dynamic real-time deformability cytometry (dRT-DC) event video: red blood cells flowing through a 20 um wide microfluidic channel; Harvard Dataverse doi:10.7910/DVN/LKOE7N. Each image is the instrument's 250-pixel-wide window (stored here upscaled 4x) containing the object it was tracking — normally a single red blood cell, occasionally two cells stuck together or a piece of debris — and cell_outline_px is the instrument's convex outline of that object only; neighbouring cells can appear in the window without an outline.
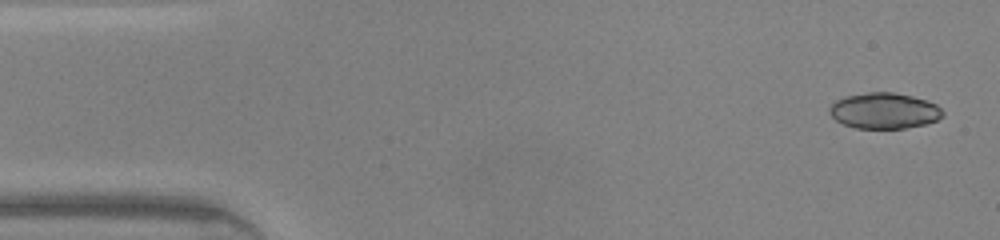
{"species": "common noctule bat (a hibernating species)", "species_latin": "Nyctalus noctula", "temperature_condition": "warm", "stored_images_in_passage": 44, "camera_frame_rate_fps": 3000, "um_per_image_px": 0.085, "animal": {"sex": "male", "body_mass_g": 20.0, "forearm_length_mm": 53.3}, "frame": {"image": 1, "passage_image": 1, "time_ms": 0.0, "image_size_px": [1000, 240], "cell_outline_px": [[944, 116], [936, 120], [924, 124], [904, 128], [856, 128], [844, 124], [836, 120], [828, 112], [828, 108], [836, 100], [844, 96], [868, 92], [892, 92], [912, 96], [928, 100], [936, 104], [944, 112]], "centroid_in_image_um": [75.15, 9.4], "position_along_channel_um": 9.8, "area_um2": 23.7}}
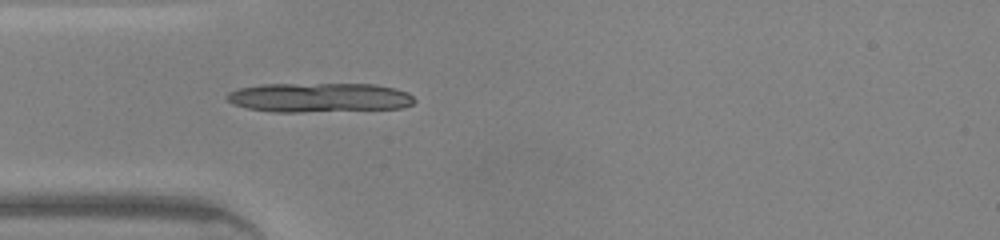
{"frame": {"image": 2, "passage_image": 12, "time_ms": 3.667, "image_size_px": [1000, 240], "cell_outline_px": [[416, 100], [412, 104], [400, 108], [300, 112], [272, 112], [248, 108], [232, 104], [228, 100], [228, 92], [240, 88], [264, 84], [376, 84], [396, 88], [408, 92]], "centroid_in_image_um": [27.16, 8.29], "position_along_channel_um": 57.8, "area_um2": 32.08}}
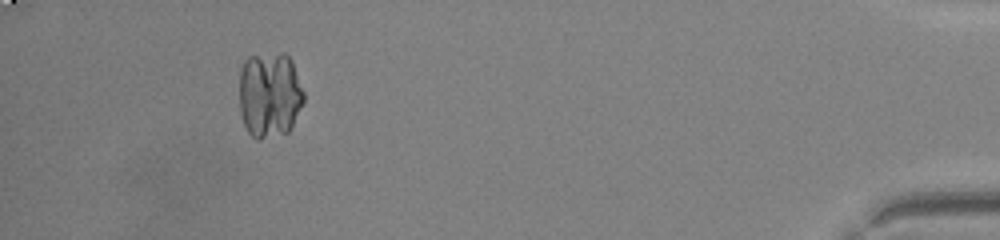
{"frame": {"image": 3, "passage_image": 41, "time_ms": 13.333, "image_size_px": [1000, 240], "cell_outline_px": [[304, 100], [288, 132], [260, 140], [256, 140], [248, 132], [244, 124], [240, 112], [240, 72], [244, 60], [248, 56], [284, 52], [292, 60], [304, 92]], "centroid_in_image_um": [22.91, 8.04], "position_along_channel_um": 412.3, "area_um2": 32.48}}